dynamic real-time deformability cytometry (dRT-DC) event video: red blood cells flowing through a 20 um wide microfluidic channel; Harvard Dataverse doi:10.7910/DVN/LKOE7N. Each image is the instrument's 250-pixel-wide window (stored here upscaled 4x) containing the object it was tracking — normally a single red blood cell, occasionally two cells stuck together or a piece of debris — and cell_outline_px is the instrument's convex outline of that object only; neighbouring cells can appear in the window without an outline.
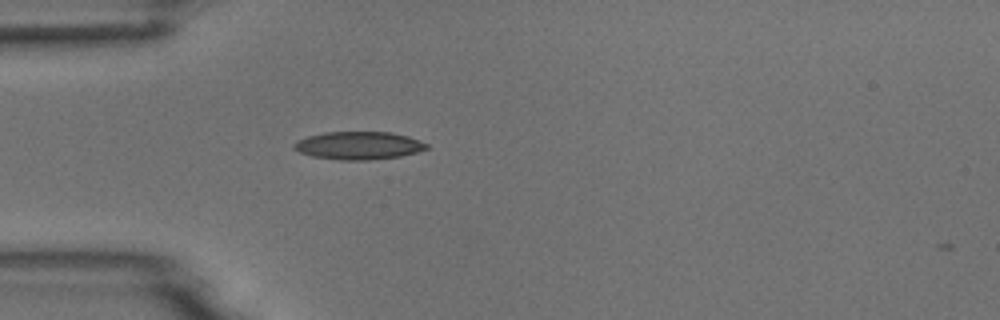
{"species": "common noctule bat (a hibernating species)", "species_latin": "Nyctalus noctula", "temperature_condition": "room temperature", "stored_images_in_passage": 2, "camera_frame_rate_fps": 3000, "um_per_image_px": 0.085, "animal": {"sex": "male", "body_mass_g": 18.8}, "frame": {"image": 1, "passage_image": 1, "time_ms": 0.0, "image_size_px": [1000, 320], "cell_outline_px": [[428, 148], [416, 152], [400, 156], [368, 160], [340, 160], [312, 156], [300, 152], [292, 148], [292, 144], [296, 140], [308, 136], [324, 132], [392, 132], [408, 136], [428, 144]], "centroid_in_image_um": [30.45, 12.36], "position_along_channel_um": 54.6, "area_um2": 21.56}}